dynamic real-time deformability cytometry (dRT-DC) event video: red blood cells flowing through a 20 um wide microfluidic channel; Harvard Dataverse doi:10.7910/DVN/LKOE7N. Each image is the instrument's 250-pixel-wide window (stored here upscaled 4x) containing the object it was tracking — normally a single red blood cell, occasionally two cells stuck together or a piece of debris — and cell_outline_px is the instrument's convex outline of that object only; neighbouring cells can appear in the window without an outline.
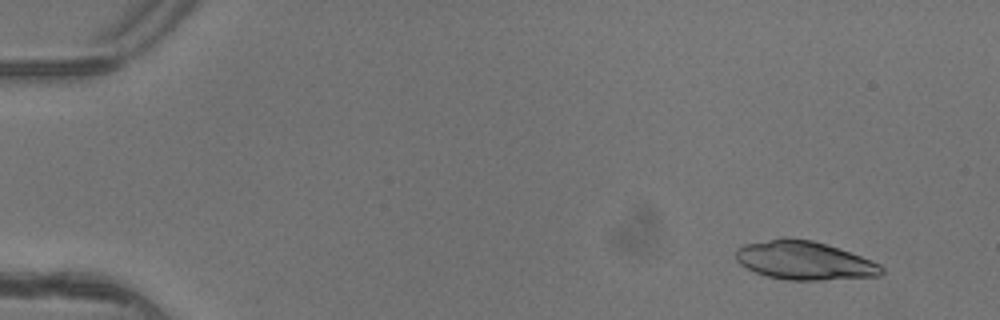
{"species": "common noctule bat (a hibernating species)", "species_latin": "Nyctalus noctula", "temperature_condition": "warm", "stored_images_in_passage": 4, "camera_frame_rate_fps": 3000, "um_per_image_px": 0.085, "animal": {"sex": "female"}, "frame": {"image": 1, "passage_image": 1, "time_ms": 0.0, "image_size_px": [1000, 320], "cell_outline_px": [[884, 272], [880, 276], [820, 280], [784, 280], [764, 276], [740, 264], [736, 260], [736, 248], [744, 244], [780, 236], [784, 236], [812, 240], [860, 256], [880, 264], [884, 268]], "centroid_in_image_um": [68.32, 22.13], "position_along_channel_um": 16.7, "area_um2": 32.95}}
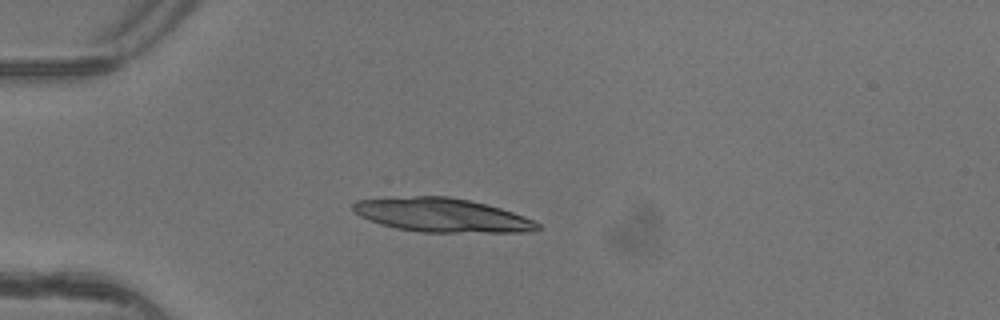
{"frame": {"image": 2, "passage_image": 4, "time_ms": 1.0, "image_size_px": [1000, 320], "cell_outline_px": [[540, 228], [532, 232], [420, 232], [396, 228], [380, 224], [368, 220], [360, 216], [352, 208], [352, 204], [356, 200], [416, 196], [448, 196], [468, 200], [500, 208], [524, 216], [540, 224]], "centroid_in_image_um": [37.56, 18.29], "position_along_channel_um": 47.4, "area_um2": 36.18}}